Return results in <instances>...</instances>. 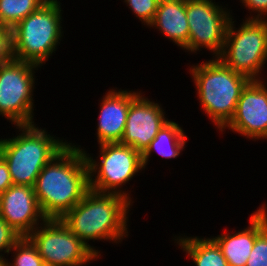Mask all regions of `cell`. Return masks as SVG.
Returning <instances> with one entry per match:
<instances>
[{
  "label": "cell",
  "instance_id": "cell-28",
  "mask_svg": "<svg viewBox=\"0 0 267 266\" xmlns=\"http://www.w3.org/2000/svg\"><path fill=\"white\" fill-rule=\"evenodd\" d=\"M166 1H174V2H182V3H186L190 0H166Z\"/></svg>",
  "mask_w": 267,
  "mask_h": 266
},
{
  "label": "cell",
  "instance_id": "cell-10",
  "mask_svg": "<svg viewBox=\"0 0 267 266\" xmlns=\"http://www.w3.org/2000/svg\"><path fill=\"white\" fill-rule=\"evenodd\" d=\"M186 15L189 24L187 52L197 53L207 48L217 58L223 49L225 36L232 15L227 8L216 5L213 0H190L186 2Z\"/></svg>",
  "mask_w": 267,
  "mask_h": 266
},
{
  "label": "cell",
  "instance_id": "cell-25",
  "mask_svg": "<svg viewBox=\"0 0 267 266\" xmlns=\"http://www.w3.org/2000/svg\"><path fill=\"white\" fill-rule=\"evenodd\" d=\"M241 2L249 11L252 10L254 14H257L255 16H251L250 14L246 19L265 20L267 15V0H240Z\"/></svg>",
  "mask_w": 267,
  "mask_h": 266
},
{
  "label": "cell",
  "instance_id": "cell-21",
  "mask_svg": "<svg viewBox=\"0 0 267 266\" xmlns=\"http://www.w3.org/2000/svg\"><path fill=\"white\" fill-rule=\"evenodd\" d=\"M143 25L149 26L158 9L160 0H124Z\"/></svg>",
  "mask_w": 267,
  "mask_h": 266
},
{
  "label": "cell",
  "instance_id": "cell-4",
  "mask_svg": "<svg viewBox=\"0 0 267 266\" xmlns=\"http://www.w3.org/2000/svg\"><path fill=\"white\" fill-rule=\"evenodd\" d=\"M200 105L221 131L232 119L242 90L251 81L218 58L191 66Z\"/></svg>",
  "mask_w": 267,
  "mask_h": 266
},
{
  "label": "cell",
  "instance_id": "cell-17",
  "mask_svg": "<svg viewBox=\"0 0 267 266\" xmlns=\"http://www.w3.org/2000/svg\"><path fill=\"white\" fill-rule=\"evenodd\" d=\"M183 128L174 121L169 120L159 131L149 146L142 153L144 169L149 156L156 151L162 158H177L185 148L187 136ZM154 150V151H153Z\"/></svg>",
  "mask_w": 267,
  "mask_h": 266
},
{
  "label": "cell",
  "instance_id": "cell-14",
  "mask_svg": "<svg viewBox=\"0 0 267 266\" xmlns=\"http://www.w3.org/2000/svg\"><path fill=\"white\" fill-rule=\"evenodd\" d=\"M139 92L112 90L105 93L98 117V144L120 143L124 134L131 100Z\"/></svg>",
  "mask_w": 267,
  "mask_h": 266
},
{
  "label": "cell",
  "instance_id": "cell-22",
  "mask_svg": "<svg viewBox=\"0 0 267 266\" xmlns=\"http://www.w3.org/2000/svg\"><path fill=\"white\" fill-rule=\"evenodd\" d=\"M245 266H267V227L256 237Z\"/></svg>",
  "mask_w": 267,
  "mask_h": 266
},
{
  "label": "cell",
  "instance_id": "cell-11",
  "mask_svg": "<svg viewBox=\"0 0 267 266\" xmlns=\"http://www.w3.org/2000/svg\"><path fill=\"white\" fill-rule=\"evenodd\" d=\"M251 80L242 90L235 113L228 127L249 139H267V84Z\"/></svg>",
  "mask_w": 267,
  "mask_h": 266
},
{
  "label": "cell",
  "instance_id": "cell-7",
  "mask_svg": "<svg viewBox=\"0 0 267 266\" xmlns=\"http://www.w3.org/2000/svg\"><path fill=\"white\" fill-rule=\"evenodd\" d=\"M99 147V162L93 160L85 149H80L86 157L90 188L98 192L119 194L132 202L130 193L121 190V187L144 169L142 154L121 143H106Z\"/></svg>",
  "mask_w": 267,
  "mask_h": 266
},
{
  "label": "cell",
  "instance_id": "cell-9",
  "mask_svg": "<svg viewBox=\"0 0 267 266\" xmlns=\"http://www.w3.org/2000/svg\"><path fill=\"white\" fill-rule=\"evenodd\" d=\"M27 237L45 266H84L99 258L60 219H46Z\"/></svg>",
  "mask_w": 267,
  "mask_h": 266
},
{
  "label": "cell",
  "instance_id": "cell-18",
  "mask_svg": "<svg viewBox=\"0 0 267 266\" xmlns=\"http://www.w3.org/2000/svg\"><path fill=\"white\" fill-rule=\"evenodd\" d=\"M176 241L196 266H229L220 247L212 238L179 236Z\"/></svg>",
  "mask_w": 267,
  "mask_h": 266
},
{
  "label": "cell",
  "instance_id": "cell-2",
  "mask_svg": "<svg viewBox=\"0 0 267 266\" xmlns=\"http://www.w3.org/2000/svg\"><path fill=\"white\" fill-rule=\"evenodd\" d=\"M130 206L131 201L122 195L90 188L84 198L60 220L100 258V251L88 242L106 240L117 244L127 238Z\"/></svg>",
  "mask_w": 267,
  "mask_h": 266
},
{
  "label": "cell",
  "instance_id": "cell-13",
  "mask_svg": "<svg viewBox=\"0 0 267 266\" xmlns=\"http://www.w3.org/2000/svg\"><path fill=\"white\" fill-rule=\"evenodd\" d=\"M0 217L21 237H27L47 219L40 209L34 187L28 185H11L0 195Z\"/></svg>",
  "mask_w": 267,
  "mask_h": 266
},
{
  "label": "cell",
  "instance_id": "cell-12",
  "mask_svg": "<svg viewBox=\"0 0 267 266\" xmlns=\"http://www.w3.org/2000/svg\"><path fill=\"white\" fill-rule=\"evenodd\" d=\"M161 105L139 93L131 100L121 144L129 145L141 154L168 122Z\"/></svg>",
  "mask_w": 267,
  "mask_h": 266
},
{
  "label": "cell",
  "instance_id": "cell-24",
  "mask_svg": "<svg viewBox=\"0 0 267 266\" xmlns=\"http://www.w3.org/2000/svg\"><path fill=\"white\" fill-rule=\"evenodd\" d=\"M13 59L12 32L8 27L0 25V65Z\"/></svg>",
  "mask_w": 267,
  "mask_h": 266
},
{
  "label": "cell",
  "instance_id": "cell-1",
  "mask_svg": "<svg viewBox=\"0 0 267 266\" xmlns=\"http://www.w3.org/2000/svg\"><path fill=\"white\" fill-rule=\"evenodd\" d=\"M80 145L69 144L39 173L34 192L43 215L60 219L90 189L89 169Z\"/></svg>",
  "mask_w": 267,
  "mask_h": 266
},
{
  "label": "cell",
  "instance_id": "cell-16",
  "mask_svg": "<svg viewBox=\"0 0 267 266\" xmlns=\"http://www.w3.org/2000/svg\"><path fill=\"white\" fill-rule=\"evenodd\" d=\"M186 3L160 0L149 27H155L182 49L188 44L189 24Z\"/></svg>",
  "mask_w": 267,
  "mask_h": 266
},
{
  "label": "cell",
  "instance_id": "cell-19",
  "mask_svg": "<svg viewBox=\"0 0 267 266\" xmlns=\"http://www.w3.org/2000/svg\"><path fill=\"white\" fill-rule=\"evenodd\" d=\"M47 0H0V25L12 29Z\"/></svg>",
  "mask_w": 267,
  "mask_h": 266
},
{
  "label": "cell",
  "instance_id": "cell-6",
  "mask_svg": "<svg viewBox=\"0 0 267 266\" xmlns=\"http://www.w3.org/2000/svg\"><path fill=\"white\" fill-rule=\"evenodd\" d=\"M229 21L221 54L217 57L225 66L250 80H260L267 62V17L246 19L239 28ZM259 75V76H258Z\"/></svg>",
  "mask_w": 267,
  "mask_h": 266
},
{
  "label": "cell",
  "instance_id": "cell-20",
  "mask_svg": "<svg viewBox=\"0 0 267 266\" xmlns=\"http://www.w3.org/2000/svg\"><path fill=\"white\" fill-rule=\"evenodd\" d=\"M11 251H14V259L12 263L7 260L6 266H45L36 246L28 237H21L9 253Z\"/></svg>",
  "mask_w": 267,
  "mask_h": 266
},
{
  "label": "cell",
  "instance_id": "cell-15",
  "mask_svg": "<svg viewBox=\"0 0 267 266\" xmlns=\"http://www.w3.org/2000/svg\"><path fill=\"white\" fill-rule=\"evenodd\" d=\"M249 219L250 226L243 230L212 237L220 247L229 266L246 265L256 237L267 227V204L260 205Z\"/></svg>",
  "mask_w": 267,
  "mask_h": 266
},
{
  "label": "cell",
  "instance_id": "cell-8",
  "mask_svg": "<svg viewBox=\"0 0 267 266\" xmlns=\"http://www.w3.org/2000/svg\"><path fill=\"white\" fill-rule=\"evenodd\" d=\"M38 65L15 59L0 65V115L14 126L34 124L33 90Z\"/></svg>",
  "mask_w": 267,
  "mask_h": 266
},
{
  "label": "cell",
  "instance_id": "cell-27",
  "mask_svg": "<svg viewBox=\"0 0 267 266\" xmlns=\"http://www.w3.org/2000/svg\"><path fill=\"white\" fill-rule=\"evenodd\" d=\"M4 254H0V266H6L7 260L3 256Z\"/></svg>",
  "mask_w": 267,
  "mask_h": 266
},
{
  "label": "cell",
  "instance_id": "cell-3",
  "mask_svg": "<svg viewBox=\"0 0 267 266\" xmlns=\"http://www.w3.org/2000/svg\"><path fill=\"white\" fill-rule=\"evenodd\" d=\"M16 128L21 131L19 135L0 139V156L8 165L13 185L34 187L42 168L69 143L35 124L16 125Z\"/></svg>",
  "mask_w": 267,
  "mask_h": 266
},
{
  "label": "cell",
  "instance_id": "cell-26",
  "mask_svg": "<svg viewBox=\"0 0 267 266\" xmlns=\"http://www.w3.org/2000/svg\"><path fill=\"white\" fill-rule=\"evenodd\" d=\"M13 185L9 168L5 160L0 156V195Z\"/></svg>",
  "mask_w": 267,
  "mask_h": 266
},
{
  "label": "cell",
  "instance_id": "cell-5",
  "mask_svg": "<svg viewBox=\"0 0 267 266\" xmlns=\"http://www.w3.org/2000/svg\"><path fill=\"white\" fill-rule=\"evenodd\" d=\"M60 4L47 0L11 29L13 59L41 67L55 53L63 34Z\"/></svg>",
  "mask_w": 267,
  "mask_h": 266
},
{
  "label": "cell",
  "instance_id": "cell-23",
  "mask_svg": "<svg viewBox=\"0 0 267 266\" xmlns=\"http://www.w3.org/2000/svg\"><path fill=\"white\" fill-rule=\"evenodd\" d=\"M20 238L21 236L0 217V252L4 251V254L9 255V250Z\"/></svg>",
  "mask_w": 267,
  "mask_h": 266
}]
</instances>
